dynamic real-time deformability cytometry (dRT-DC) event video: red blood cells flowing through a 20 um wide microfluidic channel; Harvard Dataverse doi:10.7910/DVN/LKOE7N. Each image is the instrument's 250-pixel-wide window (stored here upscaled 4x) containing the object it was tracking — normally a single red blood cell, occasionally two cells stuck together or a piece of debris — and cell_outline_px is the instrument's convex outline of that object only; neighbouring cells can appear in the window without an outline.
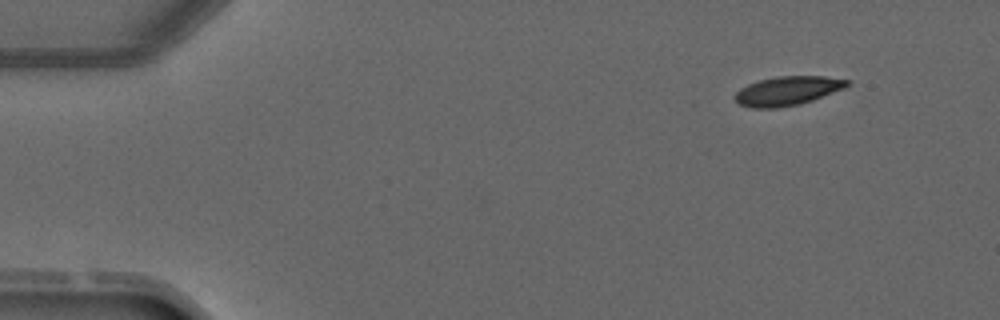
{"species": "common noctule bat (a hibernating species)", "species_latin": "Nyctalus noctula", "temperature_condition": "warm", "stored_images_in_passage": 2, "camera_frame_rate_fps": 3000, "um_per_image_px": 0.085, "animal": {"sex": "male", "forearm_length_mm": 52.5}, "frame": {"image": 1, "passage_image": 2, "time_ms": 3.667, "image_size_px": [1000, 320], "cell_outline_px": [[852, 80], [844, 88], [812, 100], [800, 104], [776, 108], [752, 108], [740, 104], [732, 96], [740, 88], [748, 84], [760, 80], [780, 76], [824, 76]], "centroid_in_image_um": [66.92, 7.72], "position_along_channel_um": 18.1, "area_um2": 18.9}}